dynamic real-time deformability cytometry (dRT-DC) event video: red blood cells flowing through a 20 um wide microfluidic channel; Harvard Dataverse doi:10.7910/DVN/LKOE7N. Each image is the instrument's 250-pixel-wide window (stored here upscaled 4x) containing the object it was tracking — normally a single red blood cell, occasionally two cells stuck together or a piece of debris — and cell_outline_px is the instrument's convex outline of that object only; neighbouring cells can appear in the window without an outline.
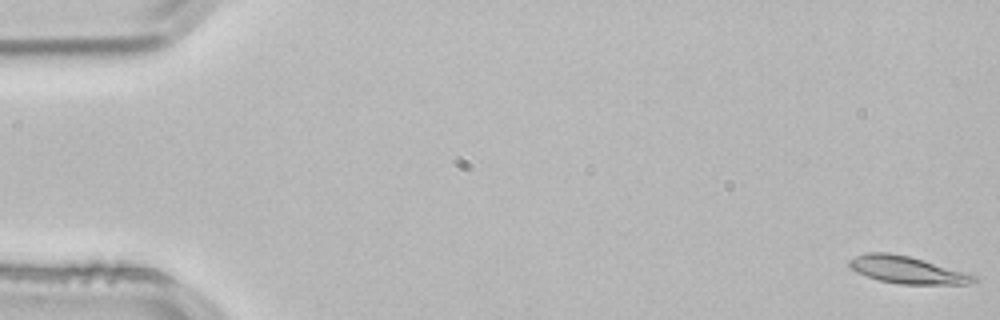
{"species": "common noctule bat (a hibernating species)", "species_latin": "Nyctalus noctula", "temperature_condition": "room temperature", "stored_images_in_passage": 54, "camera_frame_rate_fps": 3000, "um_per_image_px": 0.085, "animal": {"sex": "male", "body_mass_g": 21.5, "forearm_length_mm": 52.0}, "frame": {"image": 1, "passage_image": 1, "time_ms": 0.0, "image_size_px": [1000, 320], "cell_outline_px": [[976, 280], [968, 284], [900, 284], [880, 280], [856, 272], [848, 264], [848, 260], [864, 252], [888, 252], [908, 256], [972, 272], [976, 276]], "centroid_in_image_um": [77.16, 22.93], "position_along_channel_um": 7.8, "area_um2": 19.94}}
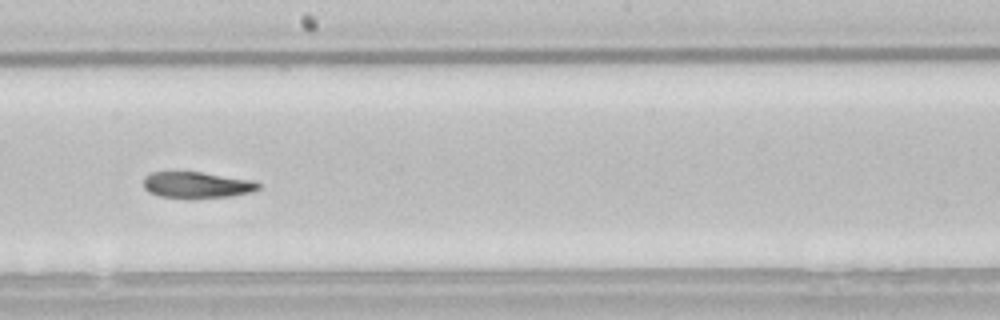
{"frame": {"image": 2, "passage_image": 30, "time_ms": 9.667, "image_size_px": [1000, 320], "cell_outline_px": [[260, 188], [252, 192], [232, 196], [192, 200], [184, 200], [160, 196], [148, 192], [144, 188], [144, 176], [152, 172], [200, 172], [256, 180], [260, 184]], "centroid_in_image_um": [16.75, 15.75], "position_along_channel_um": 231.5, "area_um2": 18.26}}
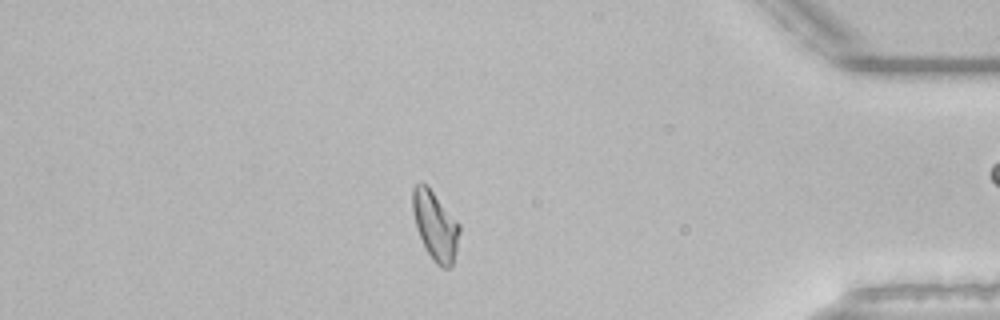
{"frame": {"image": 3, "passage_image": 46, "time_ms": 15.0, "image_size_px": [1000, 320], "cell_outline_px": [[460, 232], [456, 252], [452, 264], [448, 268], [440, 268], [436, 264], [424, 248], [416, 228], [412, 212], [412, 188], [416, 184], [428, 184], [460, 224]], "centroid_in_image_um": [36.99, 19.17], "position_along_channel_um": 398.2, "area_um2": 19.13}, "authors_computed_cell_mechanics": {"area_um2": 18.9295, "velocity_mm_per_s": 3.8237, "shape_relaxation_time_tau1_ms": 6.5211, "shape_relaxation_time_tau2_ms": null, "deformation_change_tau1": 0.1928, "deformation_change_tau2": null}}